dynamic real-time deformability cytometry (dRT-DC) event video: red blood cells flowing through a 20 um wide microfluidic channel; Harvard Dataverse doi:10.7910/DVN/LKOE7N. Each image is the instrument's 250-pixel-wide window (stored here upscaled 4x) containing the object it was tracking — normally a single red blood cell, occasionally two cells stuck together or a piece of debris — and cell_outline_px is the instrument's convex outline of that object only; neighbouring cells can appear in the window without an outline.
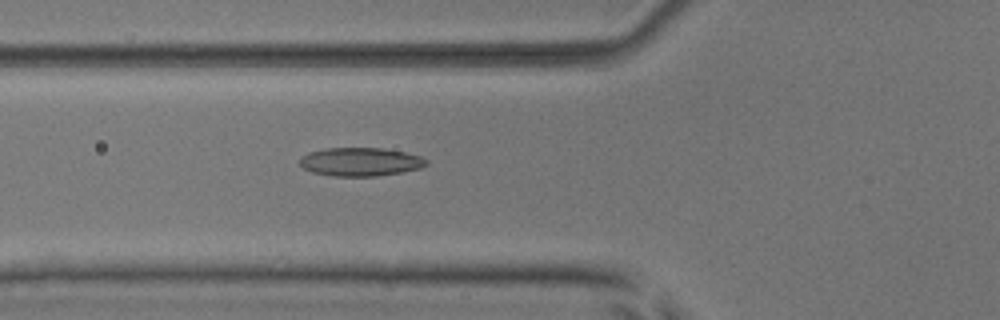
{"species": "common noctule bat (a hibernating species)", "species_latin": "Nyctalus noctula", "temperature_condition": "room temperature", "stored_images_in_passage": 40, "camera_frame_rate_fps": 3000, "um_per_image_px": 0.085, "animal": {"sex": "male", "body_mass_g": 17.9, "forearm_length_mm": 54.2}, "frame": {"image": 1, "passage_image": 7, "time_ms": 2.0, "image_size_px": [1000, 320], "cell_outline_px": [[428, 164], [420, 168], [404, 172], [376, 176], [332, 176], [312, 172], [304, 168], [300, 164], [300, 156], [308, 152], [328, 148], [380, 148], [404, 152], [420, 156], [428, 160]], "centroid_in_image_um": [30.64, 13.76], "position_along_channel_um": 95.2, "area_um2": 21.04}}
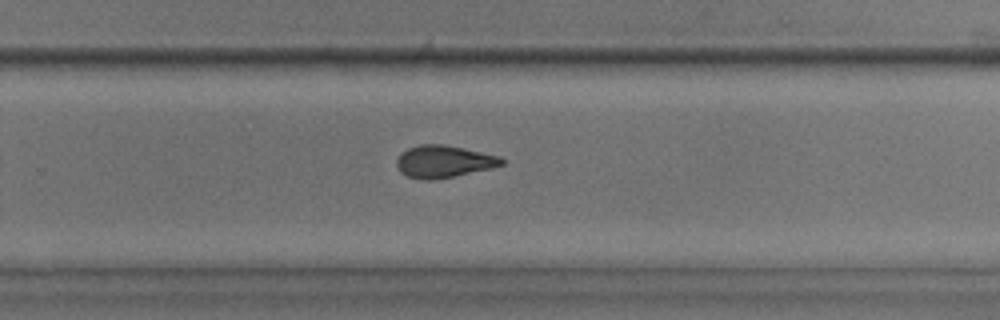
{"frame": {"image": 2, "passage_image": 22, "time_ms": 7.0, "image_size_px": [1000, 320], "cell_outline_px": [[504, 164], [492, 168], [432, 180], [424, 180], [408, 176], [400, 172], [396, 164], [396, 160], [408, 148], [420, 144], [444, 144], [464, 148], [500, 156], [504, 160]], "centroid_in_image_um": [37.73, 13.72], "position_along_channel_um": 292.1, "area_um2": 19.54}}
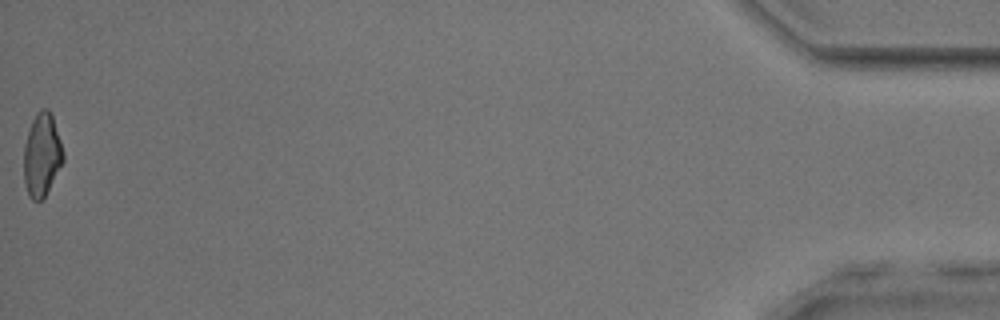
{"frame": {"image": 3, "passage_image": 40, "time_ms": 13.0, "image_size_px": [1000, 320], "cell_outline_px": [[64, 160], [44, 196], [40, 200], [32, 200], [28, 196], [24, 180], [24, 144], [32, 120], [36, 112], [40, 108], [48, 108], [52, 116], [64, 152]], "centroid_in_image_um": [3.55, 13.14], "position_along_channel_um": 431.7, "area_um2": 18.9}, "authors_computed_cell_mechanics": {"area_um2": 19.4786, "velocity_mm_per_s": 3.9459, "shape_relaxation_time_tau1_ms": null, "shape_relaxation_time_tau2_ms": 2.1178, "deformation_change_tau1": null, "deformation_change_tau2": 0.0864}}